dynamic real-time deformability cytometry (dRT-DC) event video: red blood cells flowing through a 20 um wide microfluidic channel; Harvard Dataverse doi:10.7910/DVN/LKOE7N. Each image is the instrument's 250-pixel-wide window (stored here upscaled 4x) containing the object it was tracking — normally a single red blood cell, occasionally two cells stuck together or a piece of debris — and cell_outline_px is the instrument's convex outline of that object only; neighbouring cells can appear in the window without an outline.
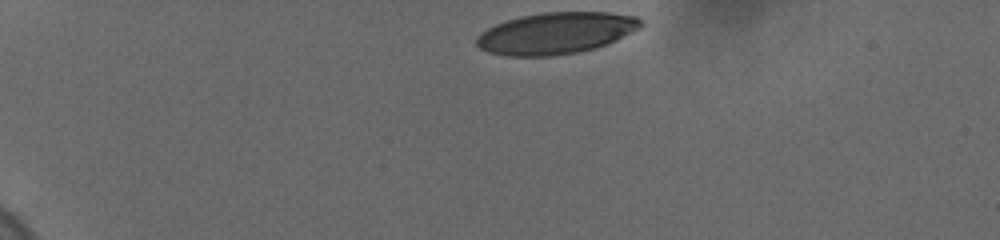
{"species": "human", "species_latin": "Homo sapiens", "temperature_condition": "cold", "stored_images_in_passage": 33, "camera_frame_rate_fps": 3000, "um_per_image_px": 0.085, "donor": {"sex": "female"}, "frame": {"image": 1, "passage_image": 1, "time_ms": 0.0, "image_size_px": [1000, 240], "cell_outline_px": [[644, 24], [640, 28], [608, 44], [596, 48], [576, 52], [548, 56], [508, 56], [488, 52], [480, 48], [476, 44], [476, 36], [480, 32], [496, 24], [520, 16], [544, 12], [608, 12], [636, 16], [644, 20]], "centroid_in_image_um": [47.27, 2.81], "position_along_channel_um": 37.7, "area_um2": 39.88}}
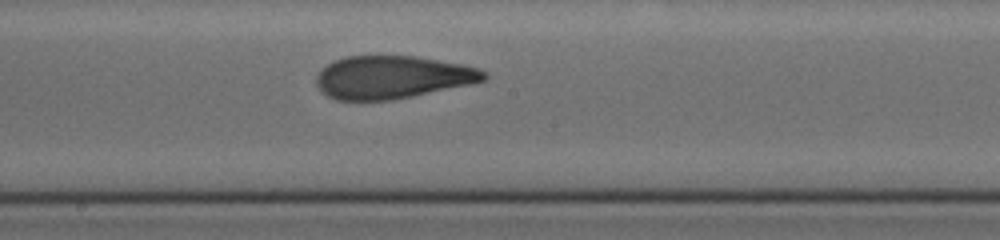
{"frame": {"image": 2, "passage_image": 19, "time_ms": 7.0, "image_size_px": [1000, 240], "cell_outline_px": [[488, 76], [484, 80], [472, 84], [392, 100], [336, 100], [328, 96], [316, 84], [316, 76], [328, 64], [344, 56], [416, 56], [464, 64], [480, 68], [488, 72]], "centroid_in_image_um": [33.41, 6.56], "position_along_channel_um": 214.8, "area_um2": 41.85}}
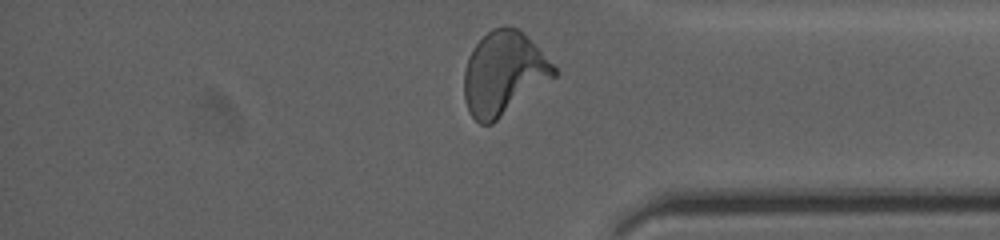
{"frame": {"image": 3, "passage_image": 32, "time_ms": 12.0, "image_size_px": [1000, 240], "cell_outline_px": [[556, 76], [492, 124], [480, 124], [468, 112], [464, 100], [464, 68], [468, 56], [472, 48], [492, 28], [516, 28], [556, 68]], "centroid_in_image_um": [42.75, 6.3], "position_along_channel_um": 392.5, "area_um2": 42.77}, "authors_computed_cell_mechanics": {"area_um2": 42.1362, "velocity_mm_per_s": 3.6761, "shape_relaxation_time_tau1_ms": 8.1877, "shape_relaxation_time_tau2_ms": 1.482, "deformation_change_tau1": 0.2572, "deformation_change_tau2": 0.0982}}